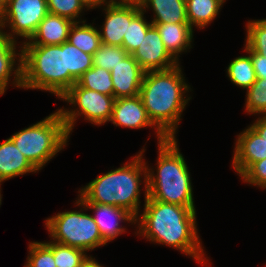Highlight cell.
Returning a JSON list of instances; mask_svg holds the SVG:
<instances>
[{
  "label": "cell",
  "instance_id": "13",
  "mask_svg": "<svg viewBox=\"0 0 266 267\" xmlns=\"http://www.w3.org/2000/svg\"><path fill=\"white\" fill-rule=\"evenodd\" d=\"M84 204L87 209L94 211L92 217L105 244L127 232L125 226H121L119 223L136 224V217L125 208L97 203Z\"/></svg>",
  "mask_w": 266,
  "mask_h": 267
},
{
  "label": "cell",
  "instance_id": "34",
  "mask_svg": "<svg viewBox=\"0 0 266 267\" xmlns=\"http://www.w3.org/2000/svg\"><path fill=\"white\" fill-rule=\"evenodd\" d=\"M244 45V52L250 54L256 78L264 79L266 76V58L251 50L246 44Z\"/></svg>",
  "mask_w": 266,
  "mask_h": 267
},
{
  "label": "cell",
  "instance_id": "31",
  "mask_svg": "<svg viewBox=\"0 0 266 267\" xmlns=\"http://www.w3.org/2000/svg\"><path fill=\"white\" fill-rule=\"evenodd\" d=\"M246 29L245 44L266 58V19L249 20Z\"/></svg>",
  "mask_w": 266,
  "mask_h": 267
},
{
  "label": "cell",
  "instance_id": "38",
  "mask_svg": "<svg viewBox=\"0 0 266 267\" xmlns=\"http://www.w3.org/2000/svg\"><path fill=\"white\" fill-rule=\"evenodd\" d=\"M81 267H104L101 264H99L95 258H92V256H88L87 259L82 263Z\"/></svg>",
  "mask_w": 266,
  "mask_h": 267
},
{
  "label": "cell",
  "instance_id": "16",
  "mask_svg": "<svg viewBox=\"0 0 266 267\" xmlns=\"http://www.w3.org/2000/svg\"><path fill=\"white\" fill-rule=\"evenodd\" d=\"M16 45L17 41L10 39L5 30L0 28V95L5 93L13 76L11 84L22 88L21 45L19 52Z\"/></svg>",
  "mask_w": 266,
  "mask_h": 267
},
{
  "label": "cell",
  "instance_id": "3",
  "mask_svg": "<svg viewBox=\"0 0 266 267\" xmlns=\"http://www.w3.org/2000/svg\"><path fill=\"white\" fill-rule=\"evenodd\" d=\"M143 147L130 162L108 171L78 190L83 203H97L127 209L135 217L140 214V187L144 183V198L147 197V169ZM142 178V180H141Z\"/></svg>",
  "mask_w": 266,
  "mask_h": 267
},
{
  "label": "cell",
  "instance_id": "7",
  "mask_svg": "<svg viewBox=\"0 0 266 267\" xmlns=\"http://www.w3.org/2000/svg\"><path fill=\"white\" fill-rule=\"evenodd\" d=\"M75 206L81 207L79 211L58 212L45 219V226L51 240L80 248L85 252L106 245L101 239L98 226L92 215L85 212L88 210L85 204L78 198Z\"/></svg>",
  "mask_w": 266,
  "mask_h": 267
},
{
  "label": "cell",
  "instance_id": "5",
  "mask_svg": "<svg viewBox=\"0 0 266 267\" xmlns=\"http://www.w3.org/2000/svg\"><path fill=\"white\" fill-rule=\"evenodd\" d=\"M22 88L48 91L61 98L77 81L66 70L65 42L21 45Z\"/></svg>",
  "mask_w": 266,
  "mask_h": 267
},
{
  "label": "cell",
  "instance_id": "26",
  "mask_svg": "<svg viewBox=\"0 0 266 267\" xmlns=\"http://www.w3.org/2000/svg\"><path fill=\"white\" fill-rule=\"evenodd\" d=\"M144 14L141 10L128 24V30L123 35L122 47L128 54H132L139 47L147 30L152 26V22H148Z\"/></svg>",
  "mask_w": 266,
  "mask_h": 267
},
{
  "label": "cell",
  "instance_id": "2",
  "mask_svg": "<svg viewBox=\"0 0 266 267\" xmlns=\"http://www.w3.org/2000/svg\"><path fill=\"white\" fill-rule=\"evenodd\" d=\"M186 83L180 63L144 73L139 96L150 121L166 138H176L181 115L191 99L187 93L192 90Z\"/></svg>",
  "mask_w": 266,
  "mask_h": 267
},
{
  "label": "cell",
  "instance_id": "10",
  "mask_svg": "<svg viewBox=\"0 0 266 267\" xmlns=\"http://www.w3.org/2000/svg\"><path fill=\"white\" fill-rule=\"evenodd\" d=\"M131 55L145 72L167 70L180 63L168 52L154 25L147 30L139 47Z\"/></svg>",
  "mask_w": 266,
  "mask_h": 267
},
{
  "label": "cell",
  "instance_id": "15",
  "mask_svg": "<svg viewBox=\"0 0 266 267\" xmlns=\"http://www.w3.org/2000/svg\"><path fill=\"white\" fill-rule=\"evenodd\" d=\"M110 72L115 99L139 95L145 71L131 54H128Z\"/></svg>",
  "mask_w": 266,
  "mask_h": 267
},
{
  "label": "cell",
  "instance_id": "40",
  "mask_svg": "<svg viewBox=\"0 0 266 267\" xmlns=\"http://www.w3.org/2000/svg\"><path fill=\"white\" fill-rule=\"evenodd\" d=\"M1 184H2V181H0V205L2 204ZM0 207H1V206H0Z\"/></svg>",
  "mask_w": 266,
  "mask_h": 267
},
{
  "label": "cell",
  "instance_id": "25",
  "mask_svg": "<svg viewBox=\"0 0 266 267\" xmlns=\"http://www.w3.org/2000/svg\"><path fill=\"white\" fill-rule=\"evenodd\" d=\"M65 60L66 70L76 81L93 67V55L84 53L67 41L65 42Z\"/></svg>",
  "mask_w": 266,
  "mask_h": 267
},
{
  "label": "cell",
  "instance_id": "4",
  "mask_svg": "<svg viewBox=\"0 0 266 267\" xmlns=\"http://www.w3.org/2000/svg\"><path fill=\"white\" fill-rule=\"evenodd\" d=\"M177 142L176 138H167L158 143L156 170L146 165L147 196L164 203L195 207L191 175Z\"/></svg>",
  "mask_w": 266,
  "mask_h": 267
},
{
  "label": "cell",
  "instance_id": "17",
  "mask_svg": "<svg viewBox=\"0 0 266 267\" xmlns=\"http://www.w3.org/2000/svg\"><path fill=\"white\" fill-rule=\"evenodd\" d=\"M73 21L48 13L32 37L22 45H60L68 40Z\"/></svg>",
  "mask_w": 266,
  "mask_h": 267
},
{
  "label": "cell",
  "instance_id": "37",
  "mask_svg": "<svg viewBox=\"0 0 266 267\" xmlns=\"http://www.w3.org/2000/svg\"><path fill=\"white\" fill-rule=\"evenodd\" d=\"M145 0H106L107 3L121 5H136L141 7Z\"/></svg>",
  "mask_w": 266,
  "mask_h": 267
},
{
  "label": "cell",
  "instance_id": "9",
  "mask_svg": "<svg viewBox=\"0 0 266 267\" xmlns=\"http://www.w3.org/2000/svg\"><path fill=\"white\" fill-rule=\"evenodd\" d=\"M47 14L46 0H7L6 11L0 28L9 27L8 31H11H5L7 36L14 41L22 37L23 42H20L21 44L32 37Z\"/></svg>",
  "mask_w": 266,
  "mask_h": 267
},
{
  "label": "cell",
  "instance_id": "12",
  "mask_svg": "<svg viewBox=\"0 0 266 267\" xmlns=\"http://www.w3.org/2000/svg\"><path fill=\"white\" fill-rule=\"evenodd\" d=\"M109 122L116 127L120 126L130 129L153 127L157 133V144L164 142L167 139L150 121L139 95L135 97L115 99L112 116Z\"/></svg>",
  "mask_w": 266,
  "mask_h": 267
},
{
  "label": "cell",
  "instance_id": "35",
  "mask_svg": "<svg viewBox=\"0 0 266 267\" xmlns=\"http://www.w3.org/2000/svg\"><path fill=\"white\" fill-rule=\"evenodd\" d=\"M259 118L250 124L260 136L266 140V116H258Z\"/></svg>",
  "mask_w": 266,
  "mask_h": 267
},
{
  "label": "cell",
  "instance_id": "8",
  "mask_svg": "<svg viewBox=\"0 0 266 267\" xmlns=\"http://www.w3.org/2000/svg\"><path fill=\"white\" fill-rule=\"evenodd\" d=\"M75 109L60 108L62 119L69 135L73 131L75 121L79 116L84 117L93 125H104L112 116L114 96H108L94 90L81 87L77 82L61 97ZM77 106V107H76Z\"/></svg>",
  "mask_w": 266,
  "mask_h": 267
},
{
  "label": "cell",
  "instance_id": "23",
  "mask_svg": "<svg viewBox=\"0 0 266 267\" xmlns=\"http://www.w3.org/2000/svg\"><path fill=\"white\" fill-rule=\"evenodd\" d=\"M234 58L227 67L229 80L242 89H249L256 81V74L253 68L250 54Z\"/></svg>",
  "mask_w": 266,
  "mask_h": 267
},
{
  "label": "cell",
  "instance_id": "27",
  "mask_svg": "<svg viewBox=\"0 0 266 267\" xmlns=\"http://www.w3.org/2000/svg\"><path fill=\"white\" fill-rule=\"evenodd\" d=\"M25 267H57L53 257V241L30 242Z\"/></svg>",
  "mask_w": 266,
  "mask_h": 267
},
{
  "label": "cell",
  "instance_id": "1",
  "mask_svg": "<svg viewBox=\"0 0 266 267\" xmlns=\"http://www.w3.org/2000/svg\"><path fill=\"white\" fill-rule=\"evenodd\" d=\"M143 206V212L136 217L137 235L151 243L173 247L206 267L210 264L199 239L195 207L164 203L148 196Z\"/></svg>",
  "mask_w": 266,
  "mask_h": 267
},
{
  "label": "cell",
  "instance_id": "28",
  "mask_svg": "<svg viewBox=\"0 0 266 267\" xmlns=\"http://www.w3.org/2000/svg\"><path fill=\"white\" fill-rule=\"evenodd\" d=\"M245 111L248 114L266 116V76L257 78L246 90Z\"/></svg>",
  "mask_w": 266,
  "mask_h": 267
},
{
  "label": "cell",
  "instance_id": "39",
  "mask_svg": "<svg viewBox=\"0 0 266 267\" xmlns=\"http://www.w3.org/2000/svg\"><path fill=\"white\" fill-rule=\"evenodd\" d=\"M6 3H7V0H0V24L3 20L4 14L6 11Z\"/></svg>",
  "mask_w": 266,
  "mask_h": 267
},
{
  "label": "cell",
  "instance_id": "22",
  "mask_svg": "<svg viewBox=\"0 0 266 267\" xmlns=\"http://www.w3.org/2000/svg\"><path fill=\"white\" fill-rule=\"evenodd\" d=\"M67 42L90 55H93L102 44L99 29L93 23H86V20L74 22Z\"/></svg>",
  "mask_w": 266,
  "mask_h": 267
},
{
  "label": "cell",
  "instance_id": "14",
  "mask_svg": "<svg viewBox=\"0 0 266 267\" xmlns=\"http://www.w3.org/2000/svg\"><path fill=\"white\" fill-rule=\"evenodd\" d=\"M235 141L232 166L239 176L253 163L266 159V140L252 126L240 132Z\"/></svg>",
  "mask_w": 266,
  "mask_h": 267
},
{
  "label": "cell",
  "instance_id": "30",
  "mask_svg": "<svg viewBox=\"0 0 266 267\" xmlns=\"http://www.w3.org/2000/svg\"><path fill=\"white\" fill-rule=\"evenodd\" d=\"M46 2L48 13L67 18L73 22L85 21L81 19V14L88 9L80 0H46Z\"/></svg>",
  "mask_w": 266,
  "mask_h": 267
},
{
  "label": "cell",
  "instance_id": "29",
  "mask_svg": "<svg viewBox=\"0 0 266 267\" xmlns=\"http://www.w3.org/2000/svg\"><path fill=\"white\" fill-rule=\"evenodd\" d=\"M53 257L57 267H81L88 255L80 248L53 242Z\"/></svg>",
  "mask_w": 266,
  "mask_h": 267
},
{
  "label": "cell",
  "instance_id": "32",
  "mask_svg": "<svg viewBox=\"0 0 266 267\" xmlns=\"http://www.w3.org/2000/svg\"><path fill=\"white\" fill-rule=\"evenodd\" d=\"M128 53L123 47L101 44L93 54V66L111 71L117 66Z\"/></svg>",
  "mask_w": 266,
  "mask_h": 267
},
{
  "label": "cell",
  "instance_id": "20",
  "mask_svg": "<svg viewBox=\"0 0 266 267\" xmlns=\"http://www.w3.org/2000/svg\"><path fill=\"white\" fill-rule=\"evenodd\" d=\"M152 9V24L188 23L184 0H145L141 9Z\"/></svg>",
  "mask_w": 266,
  "mask_h": 267
},
{
  "label": "cell",
  "instance_id": "19",
  "mask_svg": "<svg viewBox=\"0 0 266 267\" xmlns=\"http://www.w3.org/2000/svg\"><path fill=\"white\" fill-rule=\"evenodd\" d=\"M33 172L39 171L21 154L10 138L0 144V181Z\"/></svg>",
  "mask_w": 266,
  "mask_h": 267
},
{
  "label": "cell",
  "instance_id": "11",
  "mask_svg": "<svg viewBox=\"0 0 266 267\" xmlns=\"http://www.w3.org/2000/svg\"><path fill=\"white\" fill-rule=\"evenodd\" d=\"M102 8L104 22L99 30L102 44L122 47L123 35L128 30V24L142 10L136 5H121L105 3Z\"/></svg>",
  "mask_w": 266,
  "mask_h": 267
},
{
  "label": "cell",
  "instance_id": "24",
  "mask_svg": "<svg viewBox=\"0 0 266 267\" xmlns=\"http://www.w3.org/2000/svg\"><path fill=\"white\" fill-rule=\"evenodd\" d=\"M77 83L83 88L113 96L111 72L101 67L93 66L77 80Z\"/></svg>",
  "mask_w": 266,
  "mask_h": 267
},
{
  "label": "cell",
  "instance_id": "18",
  "mask_svg": "<svg viewBox=\"0 0 266 267\" xmlns=\"http://www.w3.org/2000/svg\"><path fill=\"white\" fill-rule=\"evenodd\" d=\"M154 25L168 52L179 62L183 52L192 48L194 30L189 23H165ZM180 54V55H179Z\"/></svg>",
  "mask_w": 266,
  "mask_h": 267
},
{
  "label": "cell",
  "instance_id": "6",
  "mask_svg": "<svg viewBox=\"0 0 266 267\" xmlns=\"http://www.w3.org/2000/svg\"><path fill=\"white\" fill-rule=\"evenodd\" d=\"M25 158L40 171L67 146L70 135L58 110L42 121L9 137Z\"/></svg>",
  "mask_w": 266,
  "mask_h": 267
},
{
  "label": "cell",
  "instance_id": "21",
  "mask_svg": "<svg viewBox=\"0 0 266 267\" xmlns=\"http://www.w3.org/2000/svg\"><path fill=\"white\" fill-rule=\"evenodd\" d=\"M226 0L186 1L187 20L190 26L203 29L217 17Z\"/></svg>",
  "mask_w": 266,
  "mask_h": 267
},
{
  "label": "cell",
  "instance_id": "36",
  "mask_svg": "<svg viewBox=\"0 0 266 267\" xmlns=\"http://www.w3.org/2000/svg\"><path fill=\"white\" fill-rule=\"evenodd\" d=\"M85 7L90 9L100 8L106 3V0H80Z\"/></svg>",
  "mask_w": 266,
  "mask_h": 267
},
{
  "label": "cell",
  "instance_id": "33",
  "mask_svg": "<svg viewBox=\"0 0 266 267\" xmlns=\"http://www.w3.org/2000/svg\"><path fill=\"white\" fill-rule=\"evenodd\" d=\"M240 177L248 185L266 189V159L253 163Z\"/></svg>",
  "mask_w": 266,
  "mask_h": 267
}]
</instances>
